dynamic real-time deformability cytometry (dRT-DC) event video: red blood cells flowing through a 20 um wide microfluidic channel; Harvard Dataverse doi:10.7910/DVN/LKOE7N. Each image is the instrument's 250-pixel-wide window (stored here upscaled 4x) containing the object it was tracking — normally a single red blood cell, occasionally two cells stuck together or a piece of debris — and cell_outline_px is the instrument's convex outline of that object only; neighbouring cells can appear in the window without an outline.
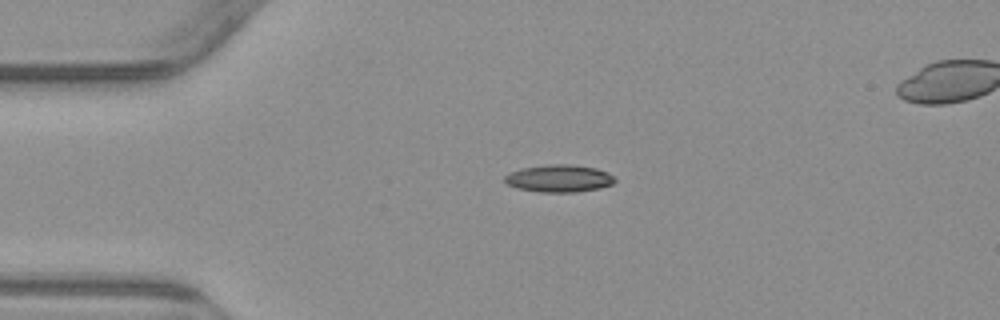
{"species": "common noctule bat (a hibernating species)", "species_latin": "Nyctalus noctula", "temperature_condition": "warm", "stored_images_in_passage": 3, "segment_of_instrument_passage": [1, 2], "camera_frame_rate_fps": 3000, "um_per_image_px": 0.085, "animal": {"sex": "male", "body_mass_g": 23.1, "forearm_length_mm": 52.7}, "frame": {"image": 1, "passage_image": 2, "time_ms": 4.0, "image_size_px": [1000, 320], "cell_outline_px": [[616, 180], [612, 184], [600, 188], [576, 192], [540, 192], [516, 188], [508, 184], [504, 180], [504, 176], [508, 172], [520, 168], [548, 164], [572, 164], [596, 168], [608, 172]], "centroid_in_image_um": [47.49, 15.16], "position_along_channel_um": 37.5, "area_um2": 17.74}}